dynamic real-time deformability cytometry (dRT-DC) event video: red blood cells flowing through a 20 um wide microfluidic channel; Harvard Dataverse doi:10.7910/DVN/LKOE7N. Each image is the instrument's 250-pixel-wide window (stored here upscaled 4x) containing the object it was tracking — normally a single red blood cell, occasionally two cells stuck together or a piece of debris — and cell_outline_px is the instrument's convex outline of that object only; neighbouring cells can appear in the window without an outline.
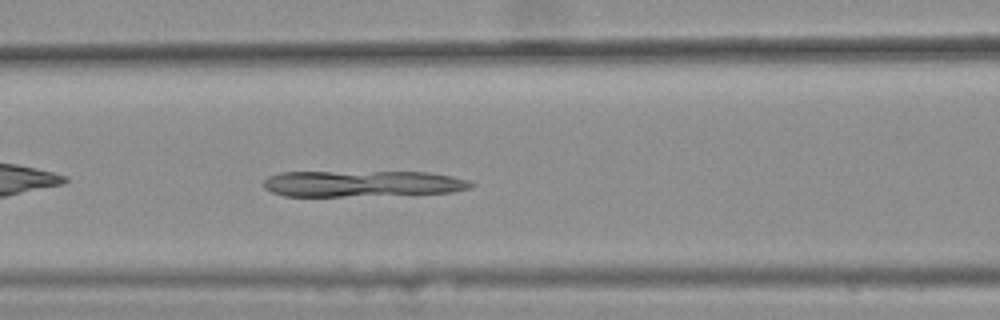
{"species": "common noctule bat (a hibernating species)", "species_latin": "Nyctalus noctula", "temperature_condition": "warm", "stored_images_in_passage": 32, "camera_frame_rate_fps": 3000, "um_per_image_px": 0.085, "animal": {"sex": "female", "body_mass_g": 25.1}, "frame": {"image": 1, "passage_image": 9, "time_ms": 2.667, "image_size_px": [1000, 320], "cell_outline_px": [[476, 184], [472, 188], [452, 192], [344, 196], [284, 196], [272, 192], [264, 188], [264, 180], [268, 176], [280, 172], [428, 172], [468, 180]], "centroid_in_image_um": [30.77, 15.6], "position_along_channel_um": 135.8, "area_um2": 31.44}}
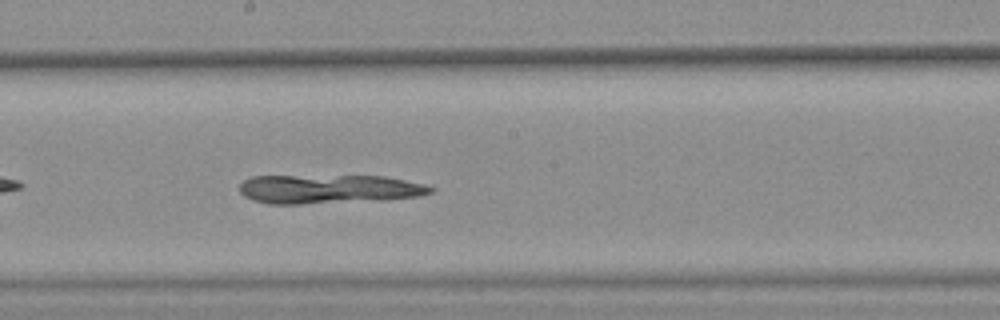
{"frame": {"image": 2, "passage_image": 16, "time_ms": 5.0, "image_size_px": [1000, 320], "cell_outline_px": [[436, 188], [432, 192], [420, 196], [384, 200], [300, 204], [268, 204], [252, 200], [244, 196], [240, 192], [240, 184], [244, 180], [252, 176], [384, 176], [424, 184]], "centroid_in_image_um": [27.95, 16.08], "position_along_channel_um": 220.3, "area_um2": 32.43}}
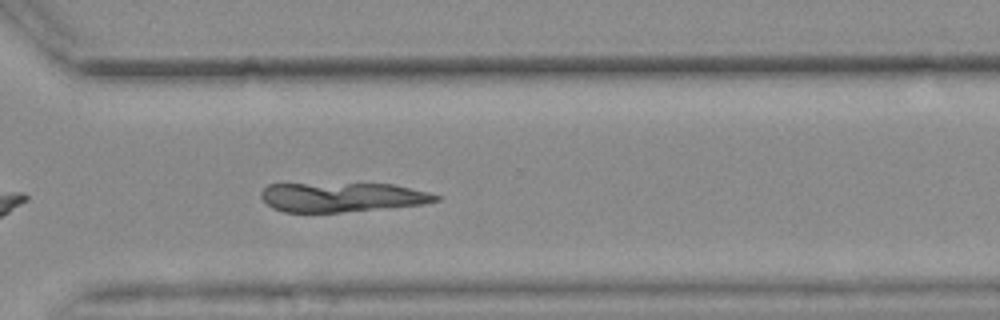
{"frame": {"image": 3, "passage_image": 26, "time_ms": 8.333, "image_size_px": [1000, 320], "cell_outline_px": [[440, 200], [420, 204], [340, 212], [284, 212], [272, 208], [260, 196], [260, 192], [268, 184], [392, 184], [428, 192], [440, 196]], "centroid_in_image_um": [29.02, 16.75], "position_along_channel_um": 341.6, "area_um2": 29.48}}